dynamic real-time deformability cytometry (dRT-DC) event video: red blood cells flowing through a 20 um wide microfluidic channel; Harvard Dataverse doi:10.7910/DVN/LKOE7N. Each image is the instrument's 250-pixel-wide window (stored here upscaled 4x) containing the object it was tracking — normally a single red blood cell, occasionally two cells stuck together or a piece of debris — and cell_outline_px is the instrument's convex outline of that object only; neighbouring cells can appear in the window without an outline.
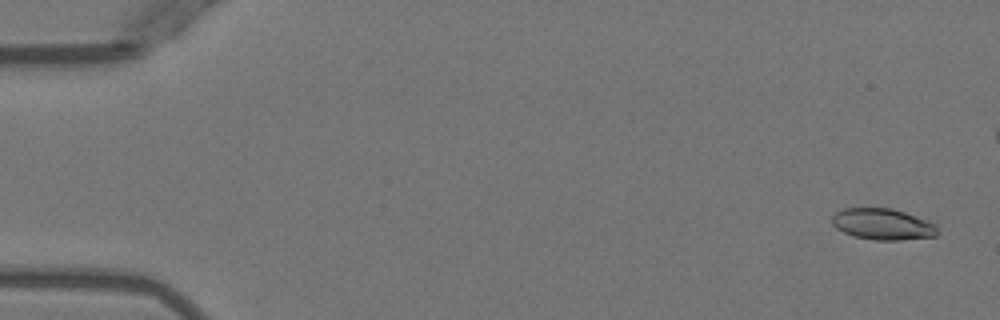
{"species": "Egyptian fruit bat (a non-hibernating species)", "species_latin": "Rousettus aegyptiacus", "temperature_condition": "warm", "stored_images_in_passage": 7, "segment_of_instrument_passage": [1, 2], "camera_frame_rate_fps": 3000, "um_per_image_px": 0.085, "animal": {"sex": "female"}, "frame": {"image": 1, "passage_image": 1, "time_ms": 0.0, "image_size_px": [1000, 320], "cell_outline_px": [[936, 236], [900, 240], [872, 240], [852, 236], [836, 228], [832, 224], [832, 216], [836, 212], [844, 208], [892, 208], [928, 220], [936, 224]], "centroid_in_image_um": [75.01, 19.06], "position_along_channel_um": 10.0, "area_um2": 19.25}}
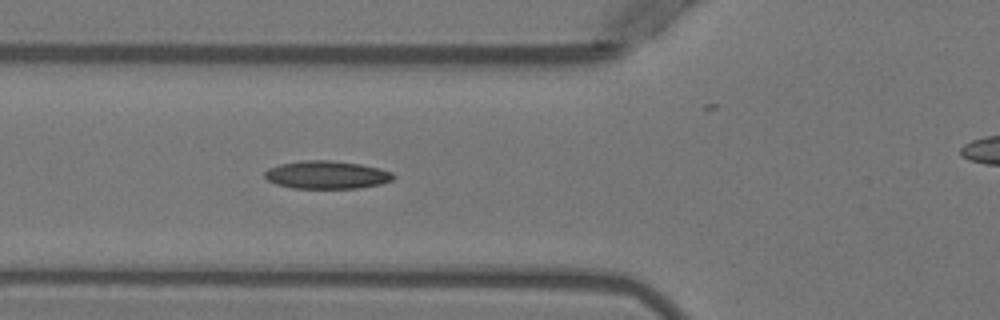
{"frame": {"image": 2, "passage_image": 6, "time_ms": 5.667, "image_size_px": [1000, 320], "cell_outline_px": [[396, 176], [392, 180], [380, 184], [360, 188], [292, 188], [276, 184], [268, 180], [264, 176], [264, 172], [268, 168], [280, 164], [304, 160], [328, 160], [360, 164], [380, 168], [392, 172]], "centroid_in_image_um": [27.78, 14.86], "position_along_channel_um": 98.0, "area_um2": 20.98}}